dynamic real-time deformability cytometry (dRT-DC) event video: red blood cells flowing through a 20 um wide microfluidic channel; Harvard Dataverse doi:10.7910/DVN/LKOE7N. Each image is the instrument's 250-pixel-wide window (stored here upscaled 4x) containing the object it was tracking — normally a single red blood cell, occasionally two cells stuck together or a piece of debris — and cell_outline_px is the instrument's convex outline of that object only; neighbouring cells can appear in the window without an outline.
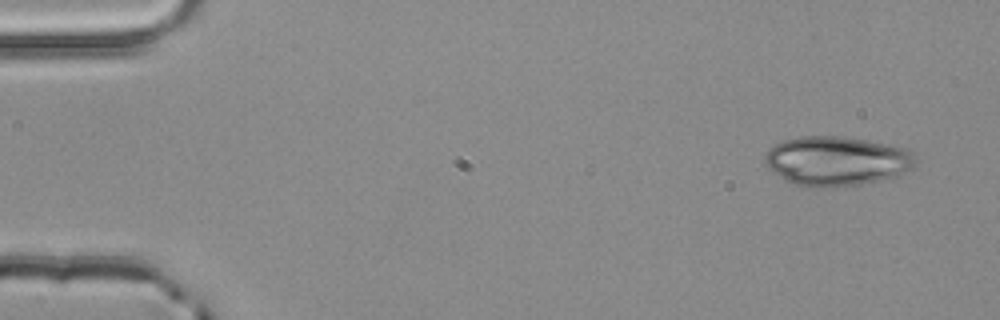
{"species": "common noctule bat (a hibernating species)", "species_latin": "Nyctalus noctula", "temperature_condition": "room temperature", "stored_images_in_passage": 4, "camera_frame_rate_fps": 3000, "um_per_image_px": 0.085, "animal": {"sex": "male", "body_mass_g": 20.4}, "frame": {"image": 1, "passage_image": 1, "time_ms": 0.0, "image_size_px": [1000, 320], "cell_outline_px": [[916, 168], [892, 180], [860, 184], [824, 188], [820, 188], [796, 184], [784, 180], [768, 168], [764, 164], [764, 156], [768, 148], [784, 140], [800, 136], [844, 136], [868, 140], [908, 148], [912, 152], [916, 160]], "centroid_in_image_um": [71.18, 13.69], "position_along_channel_um": 13.8, "area_um2": 44.39}}
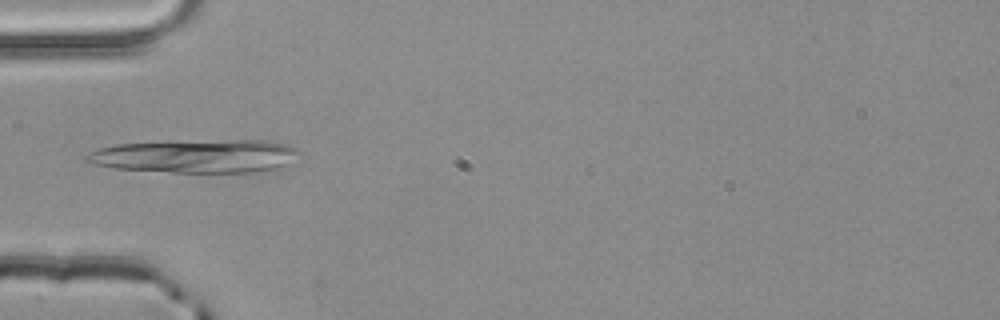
{"frame": {"image": 2, "passage_image": 4, "time_ms": 1.0, "image_size_px": [1000, 320], "cell_outline_px": [[300, 152], [280, 168], [256, 172], [172, 172], [112, 168], [92, 164], [84, 160], [84, 156], [100, 148], [116, 144], [232, 140], [264, 140], [288, 144], [296, 148]], "centroid_in_image_um": [16.64, 13.28], "position_along_channel_um": 68.4, "area_um2": 40.81}}